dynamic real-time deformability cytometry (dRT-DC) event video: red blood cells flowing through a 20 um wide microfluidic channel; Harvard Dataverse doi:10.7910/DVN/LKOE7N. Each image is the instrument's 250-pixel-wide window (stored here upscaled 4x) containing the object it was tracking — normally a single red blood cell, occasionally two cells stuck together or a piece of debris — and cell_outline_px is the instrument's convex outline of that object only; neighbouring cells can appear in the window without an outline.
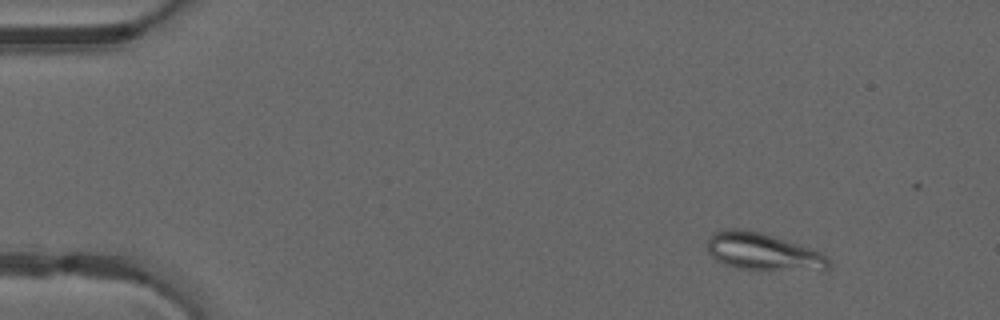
{"species": "common noctule bat (a hibernating species)", "species_latin": "Nyctalus noctula", "temperature_condition": "warm", "stored_images_in_passage": 15, "camera_frame_rate_fps": 3000, "um_per_image_px": 0.085, "animal": {"sex": "male", "forearm_length_mm": 52.5}, "frame": {"image": 1, "passage_image": 5, "time_ms": 1.333, "image_size_px": [1000, 320], "cell_outline_px": [[832, 264], [828, 268], [768, 272], [736, 268], [724, 264], [716, 260], [708, 252], [708, 236], [712, 232], [720, 228], [748, 228], [800, 244], [812, 248], [828, 256]], "centroid_in_image_um": [64.82, 21.39], "position_along_channel_um": 20.2, "area_um2": 27.34}}